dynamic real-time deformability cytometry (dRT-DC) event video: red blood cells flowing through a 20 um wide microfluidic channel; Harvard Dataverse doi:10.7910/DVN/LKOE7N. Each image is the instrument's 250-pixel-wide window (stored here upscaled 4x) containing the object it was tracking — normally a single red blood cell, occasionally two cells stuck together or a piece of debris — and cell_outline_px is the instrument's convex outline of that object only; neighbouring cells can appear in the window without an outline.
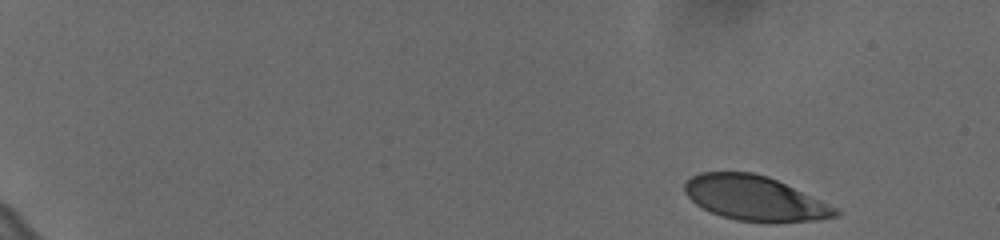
{"species": "human", "species_latin": "Homo sapiens", "temperature_condition": "cold", "stored_images_in_passage": 9, "camera_frame_rate_fps": 3000, "um_per_image_px": 0.085, "donor": {"sex": "female"}, "frame": {"image": 1, "passage_image": 1, "time_ms": 0.0, "image_size_px": [1000, 240], "cell_outline_px": [[840, 216], [820, 220], [736, 220], [720, 216], [696, 204], [684, 192], [684, 184], [692, 176], [700, 172], [752, 172], [768, 176], [840, 208]], "centroid_in_image_um": [64.18, 16.82], "position_along_channel_um": 20.8, "area_um2": 38.73}}
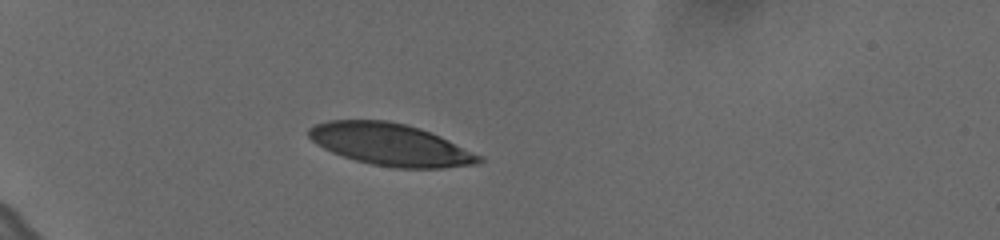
{"frame": {"image": 2, "passage_image": 6, "time_ms": 1.667, "image_size_px": [1000, 240], "cell_outline_px": [[484, 160], [476, 164], [444, 168], [392, 168], [372, 164], [356, 160], [332, 152], [316, 144], [308, 136], [308, 128], [316, 124], [328, 120], [388, 120], [420, 128], [440, 136], [484, 156]], "centroid_in_image_um": [33.22, 12.29], "position_along_channel_um": 51.8, "area_um2": 41.79}}
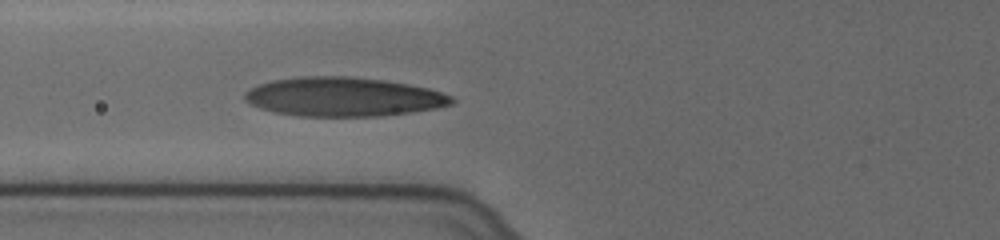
{"frame": {"image": 3, "passage_image": 9, "time_ms": 2.667, "image_size_px": [1000, 240], "cell_outline_px": [[456, 100], [452, 104], [436, 108], [380, 116], [300, 116], [276, 112], [260, 108], [244, 100], [244, 92], [260, 84], [272, 80], [304, 76], [344, 76], [384, 80], [408, 84], [428, 88], [452, 96]], "centroid_in_image_um": [29.19, 8.23], "position_along_channel_um": 96.6, "area_um2": 46.82}}